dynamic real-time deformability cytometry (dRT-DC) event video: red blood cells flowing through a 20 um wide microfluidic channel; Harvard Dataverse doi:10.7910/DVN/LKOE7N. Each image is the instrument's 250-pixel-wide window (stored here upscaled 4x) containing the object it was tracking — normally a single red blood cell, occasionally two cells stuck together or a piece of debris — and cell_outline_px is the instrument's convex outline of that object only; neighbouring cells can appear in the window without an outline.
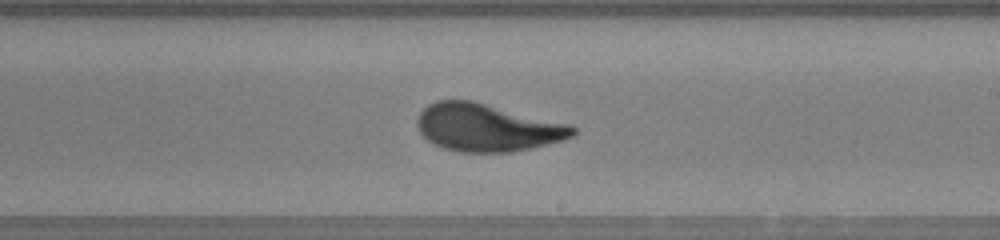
{"species": "human", "species_latin": "Homo sapiens", "temperature_condition": "warm", "stored_images_in_passage": 28, "camera_frame_rate_fps": 3000, "um_per_image_px": 0.085, "donor": {"sex": "female"}, "frame": {"image": 1, "passage_image": 16, "time_ms": 5.0, "image_size_px": [1000, 240], "cell_outline_px": [[576, 132], [572, 136], [564, 140], [532, 148], [512, 152], [460, 152], [444, 148], [428, 140], [420, 132], [416, 124], [416, 120], [420, 112], [428, 104], [436, 100], [472, 100], [572, 124], [576, 128]], "centroid_in_image_um": [41.43, 10.83], "position_along_channel_um": 247.6, "area_um2": 43.41}}